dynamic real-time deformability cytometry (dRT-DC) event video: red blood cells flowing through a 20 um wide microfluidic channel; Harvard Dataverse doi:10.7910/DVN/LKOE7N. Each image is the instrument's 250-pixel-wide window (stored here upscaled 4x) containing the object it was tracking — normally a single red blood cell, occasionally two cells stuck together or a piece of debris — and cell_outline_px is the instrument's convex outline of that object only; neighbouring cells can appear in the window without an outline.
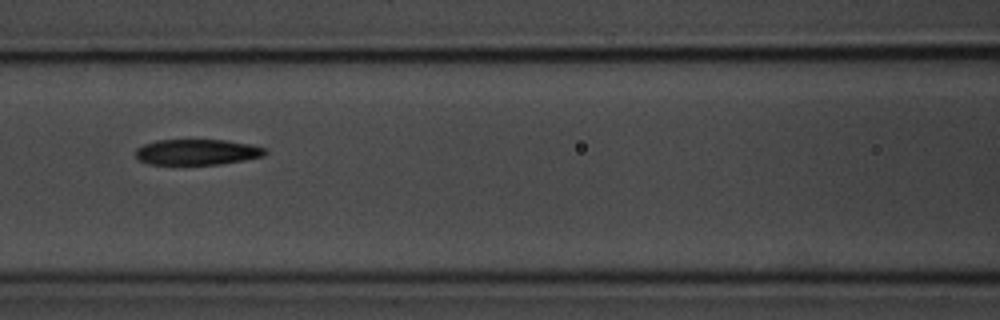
{"species": "common noctule bat (a hibernating species)", "species_latin": "Nyctalus noctula", "temperature_condition": "room temperature", "stored_images_in_passage": 23, "camera_frame_rate_fps": 3000, "um_per_image_px": 0.085, "animal": {"sex": "male", "body_mass_g": 20.1, "forearm_length_mm": 53.5}, "frame": {"image": 1, "passage_image": 7, "time_ms": 2.0, "image_size_px": [1000, 320], "cell_outline_px": [[268, 152], [264, 156], [244, 160], [220, 164], [148, 164], [140, 160], [136, 156], [136, 148], [144, 144], [156, 140], [224, 140], [252, 144], [264, 148]], "centroid_in_image_um": [16.77, 12.92], "position_along_channel_um": 149.8, "area_um2": 19.36}}
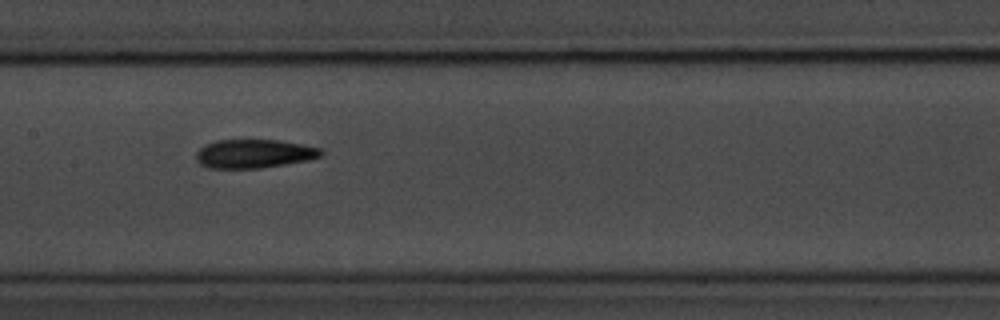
{"frame": {"image": 2, "passage_image": 10, "time_ms": 3.0, "image_size_px": [1000, 320], "cell_outline_px": [[324, 152], [320, 156], [308, 160], [260, 168], [208, 168], [200, 164], [196, 160], [196, 152], [204, 144], [216, 140], [276, 140], [300, 144], [320, 148]], "centroid_in_image_um": [21.55, 13.06], "position_along_channel_um": 185.9, "area_um2": 20.81}}